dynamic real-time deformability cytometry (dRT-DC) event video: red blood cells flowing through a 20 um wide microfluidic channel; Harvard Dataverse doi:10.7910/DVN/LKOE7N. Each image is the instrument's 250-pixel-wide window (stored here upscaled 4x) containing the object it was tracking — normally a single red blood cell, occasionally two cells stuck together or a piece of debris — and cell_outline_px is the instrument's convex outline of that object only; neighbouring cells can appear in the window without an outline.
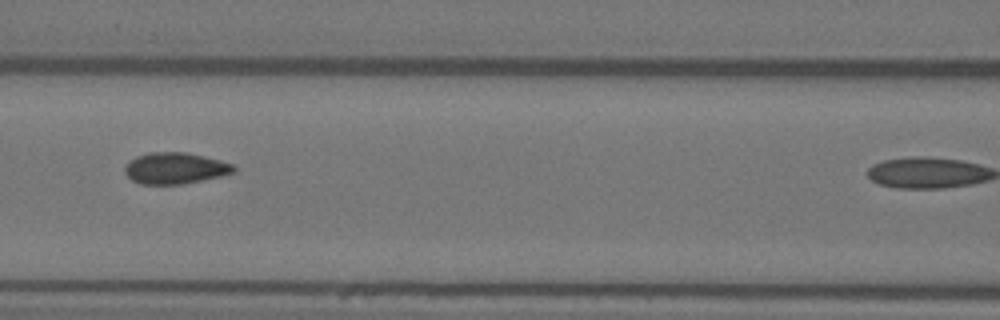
{"species": "Egyptian fruit bat (a non-hibernating species)", "species_latin": "Rousettus aegyptiacus", "temperature_condition": "warm", "stored_images_in_passage": 7, "camera_frame_rate_fps": 3000, "um_per_image_px": 0.085, "animal": {"sex": "female"}, "frame": {"image": 1, "passage_image": 5, "time_ms": 1.333, "image_size_px": [1000, 320], "cell_outline_px": [[236, 172], [220, 176], [180, 184], [140, 184], [132, 180], [124, 172], [124, 168], [136, 156], [148, 152], [184, 152], [204, 156], [220, 160], [232, 164], [236, 168]], "centroid_in_image_um": [14.89, 14.29], "position_along_channel_um": 151.7, "area_um2": 19.71}}
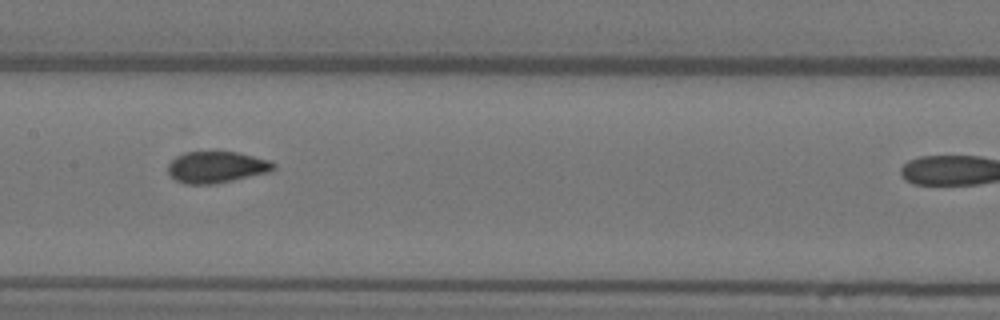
{"frame": {"image": 2, "passage_image": 6, "time_ms": 1.667, "image_size_px": [1000, 320], "cell_outline_px": [[276, 168], [268, 172], [216, 184], [184, 184], [176, 180], [168, 172], [168, 164], [176, 156], [184, 152], [236, 152], [268, 160], [276, 164]], "centroid_in_image_um": [18.38, 14.21], "position_along_channel_um": 189.0, "area_um2": 19.25}}